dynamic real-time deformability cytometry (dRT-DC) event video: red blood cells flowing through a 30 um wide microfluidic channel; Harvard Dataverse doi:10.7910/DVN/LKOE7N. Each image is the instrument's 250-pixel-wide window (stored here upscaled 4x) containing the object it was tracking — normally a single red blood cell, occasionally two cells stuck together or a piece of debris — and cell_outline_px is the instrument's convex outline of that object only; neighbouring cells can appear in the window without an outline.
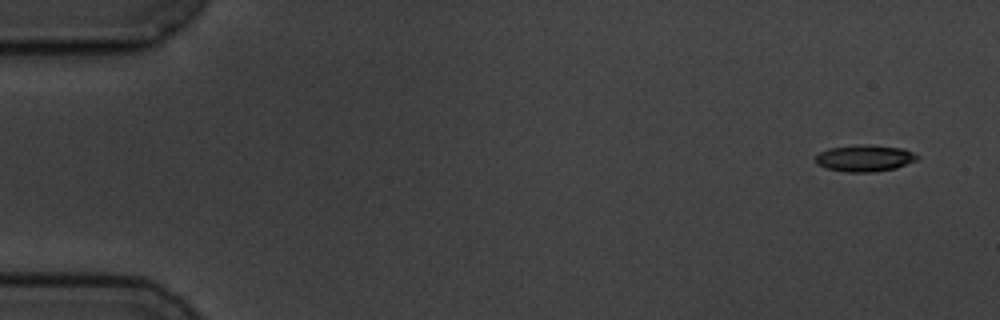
{"species": "common noctule bat (a hibernating species)", "species_latin": "Nyctalus noctula", "temperature_condition": "cold", "stored_images_in_passage": 4, "camera_frame_rate_fps": 3000, "um_per_image_px": 0.085, "animal": {"sex": "male", "body_mass_g": 19.5, "forearm_length_mm": 54.6}, "frame": {"image": 1, "passage_image": 1, "time_ms": 0.0, "image_size_px": [1000, 320], "cell_outline_px": [[920, 160], [896, 168], [872, 172], [848, 172], [828, 168], [816, 164], [816, 156], [820, 152], [828, 148], [860, 144], [864, 144], [904, 148], [920, 156]], "centroid_in_image_um": [73.55, 13.44], "position_along_channel_um": 11.4, "area_um2": 15.9}}